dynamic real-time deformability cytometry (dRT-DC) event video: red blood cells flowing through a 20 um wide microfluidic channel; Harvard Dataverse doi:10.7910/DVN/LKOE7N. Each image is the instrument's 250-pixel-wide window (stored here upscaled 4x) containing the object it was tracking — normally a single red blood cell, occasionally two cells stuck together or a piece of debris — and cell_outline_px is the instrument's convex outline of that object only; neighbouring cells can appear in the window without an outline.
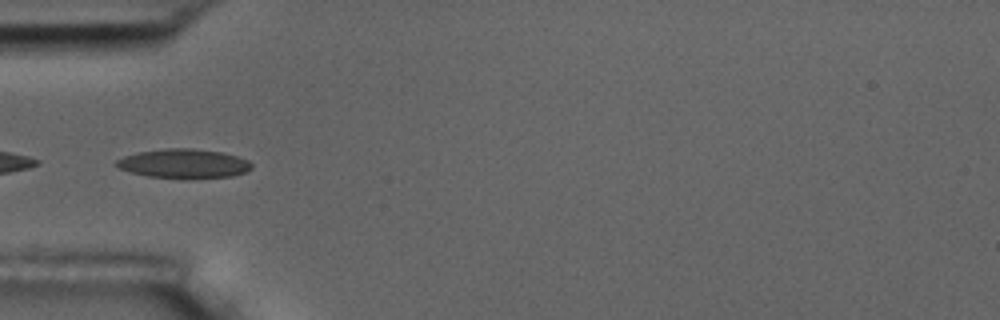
{"species": "common noctule bat (a hibernating species)", "species_latin": "Nyctalus noctula", "temperature_condition": "room temperature", "stored_images_in_passage": 4, "camera_frame_rate_fps": 3000, "um_per_image_px": 0.085, "animal": {"sex": "male", "body_mass_g": 17.5, "forearm_length_mm": 52.3}, "frame": {"image": 1, "passage_image": 2, "time_ms": 1.333, "image_size_px": [1000, 320], "cell_outline_px": [[252, 168], [244, 172], [232, 176], [184, 180], [180, 180], [148, 176], [116, 168], [112, 164], [116, 160], [124, 156], [136, 152], [164, 148], [192, 148], [220, 152], [236, 156], [248, 160], [252, 164]], "centroid_in_image_um": [15.56, 13.92], "position_along_channel_um": 69.4, "area_um2": 23.58}}